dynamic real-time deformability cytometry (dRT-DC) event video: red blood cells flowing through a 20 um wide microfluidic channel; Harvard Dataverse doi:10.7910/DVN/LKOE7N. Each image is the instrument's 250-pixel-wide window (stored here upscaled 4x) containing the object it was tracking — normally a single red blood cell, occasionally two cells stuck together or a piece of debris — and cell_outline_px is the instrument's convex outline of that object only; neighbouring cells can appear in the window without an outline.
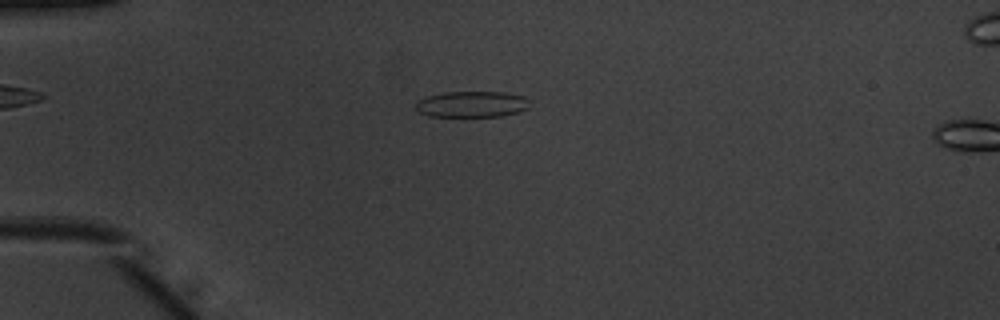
{"species": "common noctule bat (a hibernating species)", "species_latin": "Nyctalus noctula", "temperature_condition": "warm", "stored_images_in_passage": 13, "camera_frame_rate_fps": 3000, "um_per_image_px": 0.085, "animal": {"sex": "male", "body_mass_g": 20.1, "forearm_length_mm": 53.5}, "frame": {"image": 1, "passage_image": 10, "time_ms": 3.0, "image_size_px": [1000, 320], "cell_outline_px": [[528, 108], [520, 112], [500, 116], [428, 116], [420, 112], [416, 108], [416, 100], [428, 96], [444, 92], [504, 92], [524, 96], [528, 100]], "centroid_in_image_um": [40.11, 8.85], "position_along_channel_um": 44.9, "area_um2": 17.28}}